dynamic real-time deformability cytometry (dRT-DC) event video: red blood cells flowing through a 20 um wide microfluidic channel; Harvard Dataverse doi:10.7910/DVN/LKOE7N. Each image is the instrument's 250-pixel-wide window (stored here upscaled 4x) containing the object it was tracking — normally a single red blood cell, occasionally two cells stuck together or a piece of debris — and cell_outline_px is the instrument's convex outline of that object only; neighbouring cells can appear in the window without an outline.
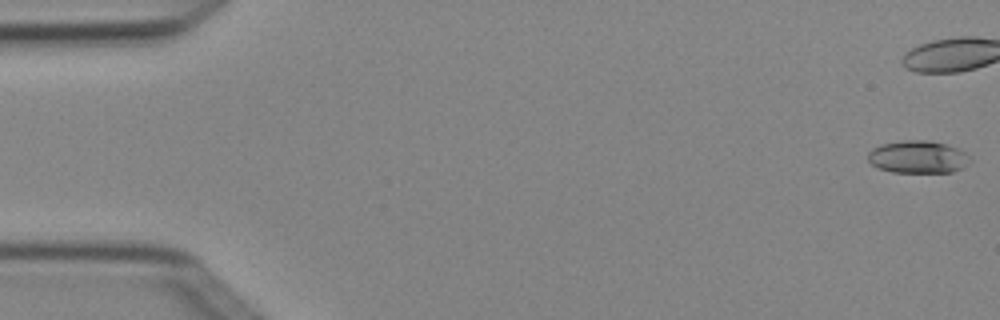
{"species": "Egyptian fruit bat (a non-hibernating species)", "species_latin": "Rousettus aegyptiacus", "temperature_condition": "cold", "stored_images_in_passage": 5, "camera_frame_rate_fps": 3000, "um_per_image_px": 0.085, "animal": {"sex": "female"}, "frame": {"image": 1, "passage_image": 1, "time_ms": 0.0, "image_size_px": [1000, 320], "cell_outline_px": [[972, 160], [968, 164], [952, 172], [892, 172], [880, 168], [872, 164], [868, 160], [868, 152], [872, 148], [880, 144], [904, 140], [928, 140], [948, 144], [960, 148]], "centroid_in_image_um": [78.03, 13.32], "position_along_channel_um": 7.0, "area_um2": 19.48}}